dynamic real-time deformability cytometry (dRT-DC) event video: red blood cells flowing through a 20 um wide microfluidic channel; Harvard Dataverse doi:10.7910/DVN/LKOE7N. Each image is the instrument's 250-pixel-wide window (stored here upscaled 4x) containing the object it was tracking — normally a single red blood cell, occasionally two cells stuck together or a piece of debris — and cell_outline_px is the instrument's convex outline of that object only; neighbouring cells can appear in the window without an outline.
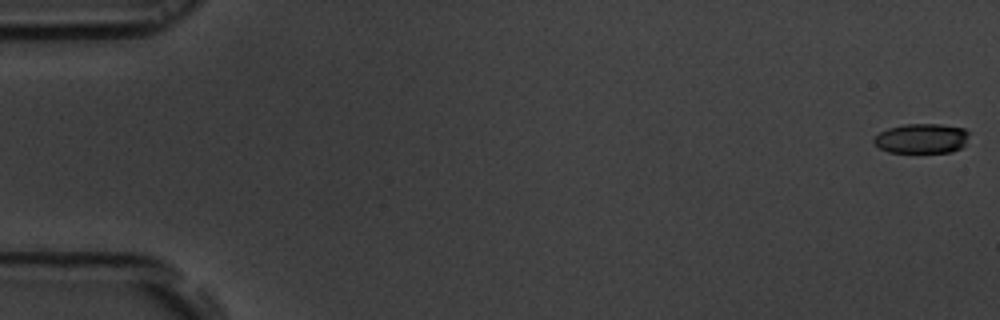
{"species": "common noctule bat (a hibernating species)", "species_latin": "Nyctalus noctula", "temperature_condition": "room temperature", "stored_images_in_passage": 56, "camera_frame_rate_fps": 3000, "um_per_image_px": 0.085, "animal": {"sex": "male", "body_mass_g": 19.5, "forearm_length_mm": 54.6}, "frame": {"image": 1, "passage_image": 1, "time_ms": 0.0, "image_size_px": [1000, 320], "cell_outline_px": [[968, 136], [964, 144], [960, 148], [952, 152], [888, 152], [880, 148], [872, 140], [880, 132], [888, 128], [904, 124], [940, 124], [964, 128], [968, 132]], "centroid_in_image_um": [78.34, 11.76], "position_along_channel_um": 6.7, "area_um2": 16.42}}
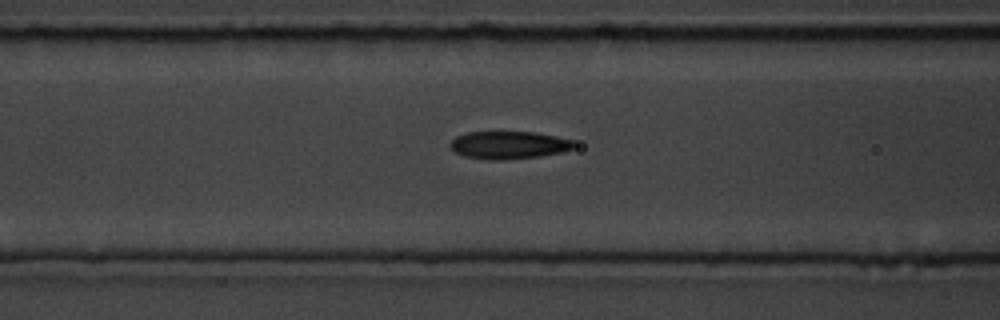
{"frame": {"image": 2, "passage_image": 23, "time_ms": 7.333, "image_size_px": [1000, 320], "cell_outline_px": [[576, 144], [572, 148], [560, 152], [540, 156], [500, 160], [492, 160], [464, 156], [452, 152], [448, 144], [456, 136], [468, 132], [536, 132], [576, 140]], "centroid_in_image_um": [43.22, 12.32], "position_along_channel_um": 123.4, "area_um2": 20.11}}
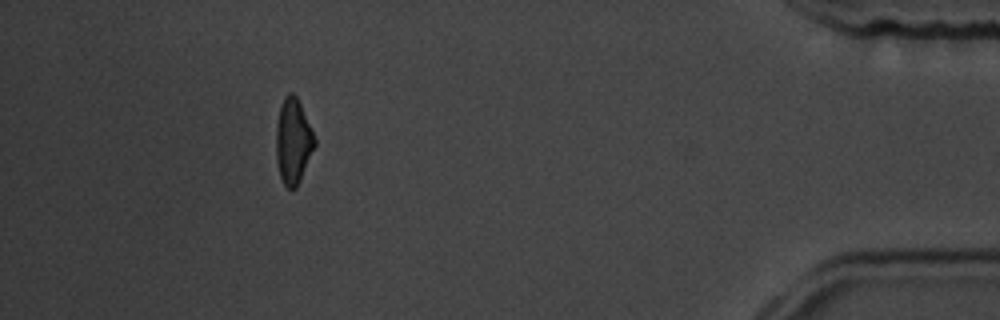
{"frame": {"image": 3, "passage_image": 51, "time_ms": 16.667, "image_size_px": [1000, 320], "cell_outline_px": [[316, 144], [300, 180], [296, 188], [288, 188], [284, 184], [280, 176], [276, 160], [276, 124], [280, 104], [284, 96], [288, 92], [292, 92], [296, 96], [300, 104], [316, 140]], "centroid_in_image_um": [24.89, 11.98], "position_along_channel_um": 410.3, "area_um2": 19.07}, "authors_computed_cell_mechanics": {"area_um2": 19.6231, "velocity_mm_per_s": 3.694, "shape_relaxation_time_tau1_ms": 3.0252, "shape_relaxation_time_tau2_ms": 2.9899, "deformation_change_tau1": 0.1356, "deformation_change_tau2": 0.1237}}